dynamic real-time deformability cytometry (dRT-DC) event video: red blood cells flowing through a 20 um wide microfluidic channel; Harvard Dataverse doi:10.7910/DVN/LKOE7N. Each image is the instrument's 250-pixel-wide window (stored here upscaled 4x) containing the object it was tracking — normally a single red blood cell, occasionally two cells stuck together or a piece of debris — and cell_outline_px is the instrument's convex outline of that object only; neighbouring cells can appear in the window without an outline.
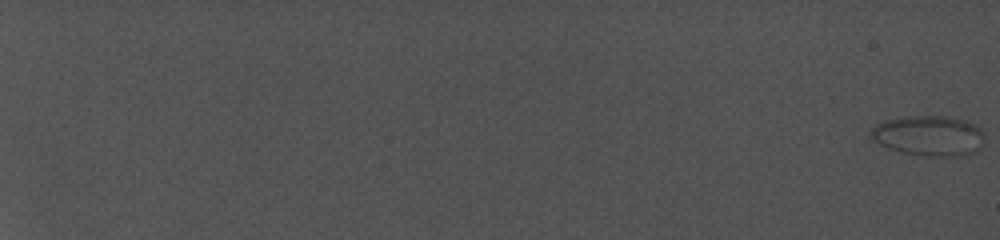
{"species": "common noctule bat (a hibernating species)", "species_latin": "Nyctalus noctula", "temperature_condition": "cold", "stored_images_in_passage": 47, "camera_frame_rate_fps": 5000, "um_per_image_px": 0.085, "animal": {"sex": "female", "body_mass_g": 19.0, "forearm_length_mm": 56.7}, "frame": {"image": 1, "passage_image": 1, "time_ms": 0.0, "image_size_px": [1000, 240], "cell_outline_px": [[980, 148], [976, 152], [964, 156], [928, 156], [904, 152], [888, 148], [880, 144], [868, 132], [876, 124], [884, 120], [912, 116], [944, 116], [968, 120], [980, 128]], "centroid_in_image_um": [78.94, 11.53], "position_along_channel_um": 6.1, "area_um2": 26.36}}
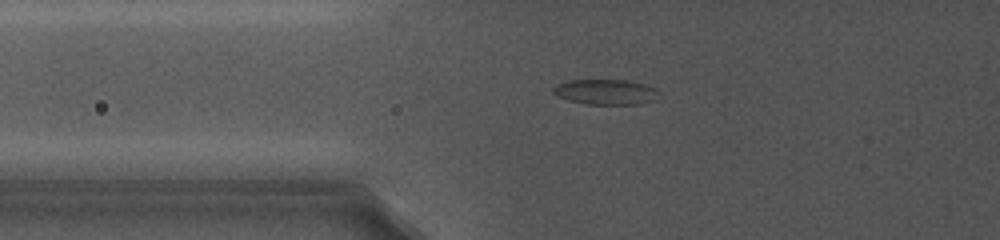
{"frame": {"image": 2, "passage_image": 23, "time_ms": 11.4, "image_size_px": [1000, 240], "cell_outline_px": [[660, 92], [656, 100], [640, 104], [584, 104], [568, 100], [556, 96], [552, 92], [552, 88], [556, 84], [568, 80], [628, 80], [648, 84], [656, 88]], "centroid_in_image_um": [51.51, 7.81], "position_along_channel_um": 74.3, "area_um2": 15.95}}
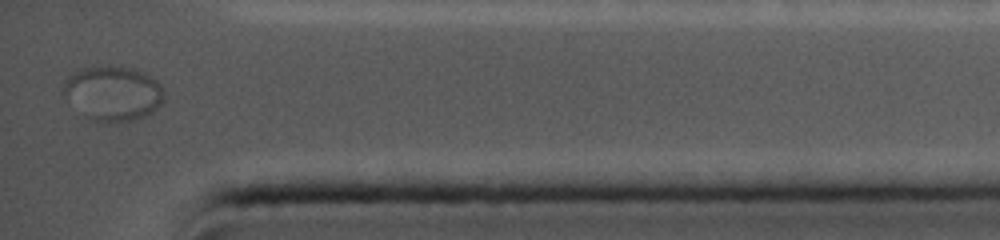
{"frame": {"image": 3, "passage_image": 47, "time_ms": 22.2, "image_size_px": [1000, 240], "cell_outline_px": [[164, 100], [152, 112], [144, 116], [132, 120], [88, 120], [60, 92], [64, 80], [68, 76], [80, 68], [108, 64], [124, 64], [152, 76], [164, 88]], "centroid_in_image_um": [9.58, 7.86], "position_along_channel_um": 425.6, "area_um2": 32.6}}